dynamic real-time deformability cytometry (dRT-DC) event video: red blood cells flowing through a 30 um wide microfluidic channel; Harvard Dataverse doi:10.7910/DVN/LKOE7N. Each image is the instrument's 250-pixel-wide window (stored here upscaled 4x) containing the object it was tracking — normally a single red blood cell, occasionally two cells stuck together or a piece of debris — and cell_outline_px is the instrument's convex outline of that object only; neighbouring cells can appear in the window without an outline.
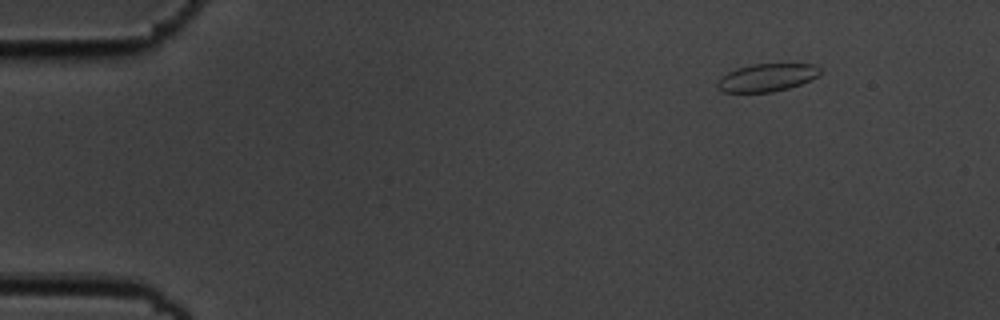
{"species": "common noctule bat (a hibernating species)", "species_latin": "Nyctalus noctula", "temperature_condition": "cold", "stored_images_in_passage": 6, "camera_frame_rate_fps": 3000, "um_per_image_px": 0.085, "animal": {"sex": "male", "body_mass_g": 19.5, "forearm_length_mm": 54.6}, "frame": {"image": 1, "passage_image": 2, "time_ms": 0.333, "image_size_px": [1000, 320], "cell_outline_px": [[820, 72], [816, 76], [800, 84], [788, 88], [772, 92], [720, 92], [716, 88], [716, 84], [720, 76], [736, 68], [752, 64], [816, 64], [820, 68]], "centroid_in_image_um": [65.11, 6.59], "position_along_channel_um": 19.9, "area_um2": 16.65}}
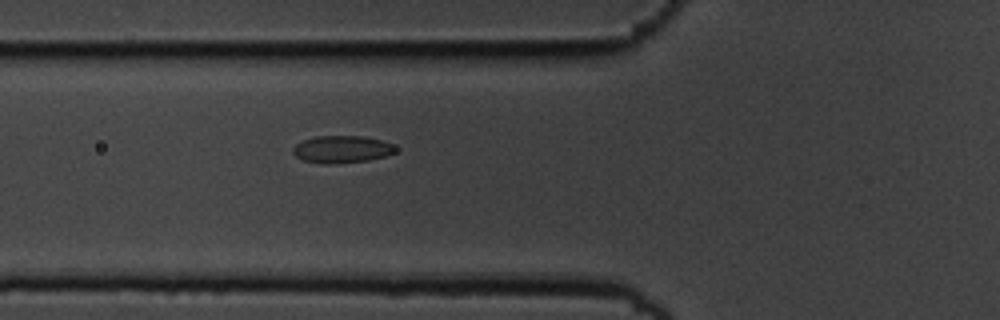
{"frame": {"image": 2, "passage_image": 6, "time_ms": 1.667, "image_size_px": [1000, 320], "cell_outline_px": [[396, 152], [388, 156], [368, 160], [332, 164], [320, 164], [304, 160], [296, 156], [292, 152], [292, 148], [300, 140], [316, 136], [364, 136], [380, 140], [392, 144], [396, 148]], "centroid_in_image_um": [29.04, 12.69], "position_along_channel_um": 96.8, "area_um2": 16.47}}